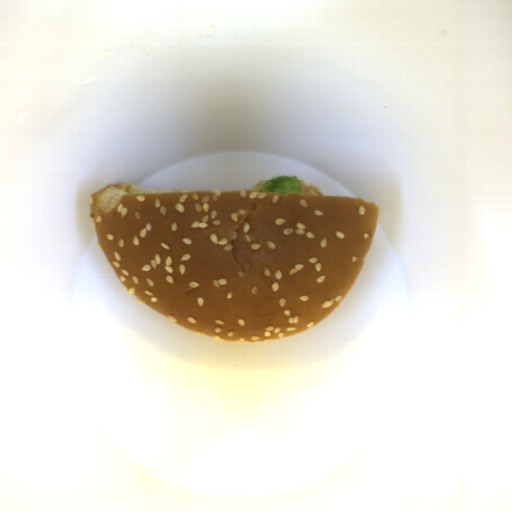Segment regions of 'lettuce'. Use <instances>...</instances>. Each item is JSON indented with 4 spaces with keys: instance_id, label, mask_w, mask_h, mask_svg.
<instances>
[{
    "instance_id": "9fb2a089",
    "label": "lettuce",
    "mask_w": 512,
    "mask_h": 512,
    "mask_svg": "<svg viewBox=\"0 0 512 512\" xmlns=\"http://www.w3.org/2000/svg\"><path fill=\"white\" fill-rule=\"evenodd\" d=\"M251 191L281 194L294 192L304 195V188L301 184V180L295 175H280L273 179L259 181L257 186L251 189Z\"/></svg>"
}]
</instances>
